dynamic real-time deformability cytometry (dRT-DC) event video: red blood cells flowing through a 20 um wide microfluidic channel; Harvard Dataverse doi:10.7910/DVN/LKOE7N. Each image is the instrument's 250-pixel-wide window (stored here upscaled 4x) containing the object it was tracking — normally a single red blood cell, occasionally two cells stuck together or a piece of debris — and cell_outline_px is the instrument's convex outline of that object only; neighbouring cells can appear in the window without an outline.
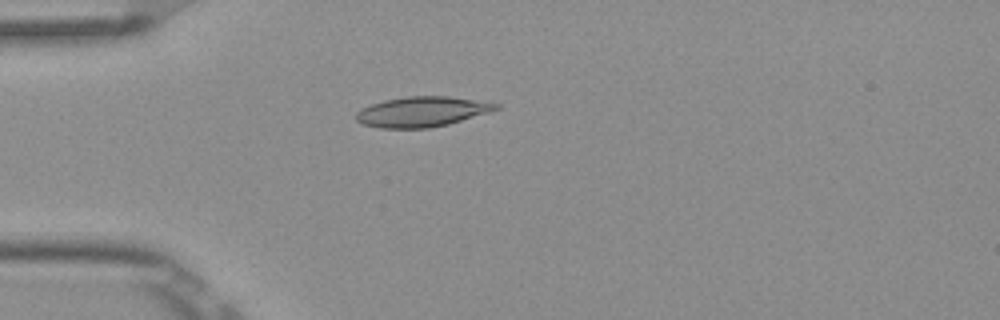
{"species": "Egyptian fruit bat (a non-hibernating species)", "species_latin": "Rousettus aegyptiacus", "temperature_condition": "room temperature", "stored_images_in_passage": 5, "camera_frame_rate_fps": 3000, "um_per_image_px": 0.085, "frame": {"image": 1, "passage_image": 4, "time_ms": 1.0, "image_size_px": [1000, 320], "cell_outline_px": [[500, 108], [488, 112], [448, 124], [428, 128], [380, 128], [364, 124], [356, 120], [356, 112], [360, 108], [384, 100], [408, 96], [448, 96], [492, 100], [500, 104]], "centroid_in_image_um": [35.93, 9.47], "position_along_channel_um": 49.1, "area_um2": 24.85}}